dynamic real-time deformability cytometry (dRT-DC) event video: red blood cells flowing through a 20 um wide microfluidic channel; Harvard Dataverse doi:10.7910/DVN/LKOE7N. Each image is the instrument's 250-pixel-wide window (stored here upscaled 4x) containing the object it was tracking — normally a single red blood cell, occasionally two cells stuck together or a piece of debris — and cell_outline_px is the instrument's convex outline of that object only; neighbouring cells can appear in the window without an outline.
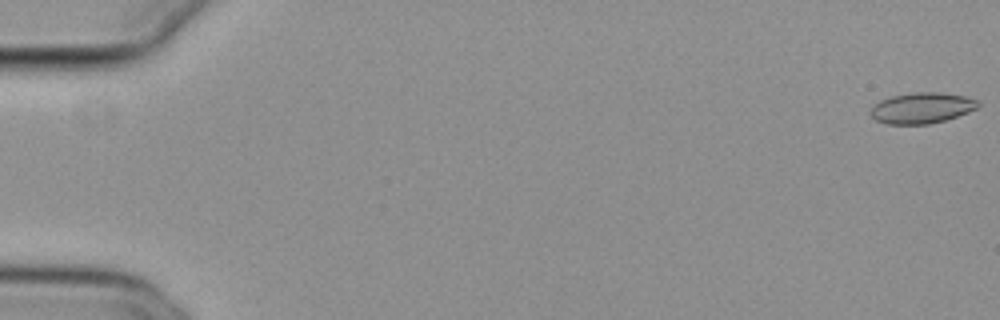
{"species": "common noctule bat (a hibernating species)", "species_latin": "Nyctalus noctula", "temperature_condition": "cold", "stored_images_in_passage": 16, "camera_frame_rate_fps": 3000, "um_per_image_px": 0.085, "animal": {"sex": "female", "body_mass_g": 29.2, "forearm_length_mm": 56.3}, "frame": {"image": 1, "passage_image": 1, "time_ms": 0.0, "image_size_px": [1000, 320], "cell_outline_px": [[980, 104], [976, 108], [968, 112], [944, 120], [928, 124], [888, 124], [876, 120], [872, 116], [872, 108], [880, 100], [892, 96], [916, 92], [940, 92], [964, 96], [980, 100]], "centroid_in_image_um": [78.39, 9.17], "position_along_channel_um": 6.6, "area_um2": 19.07}}
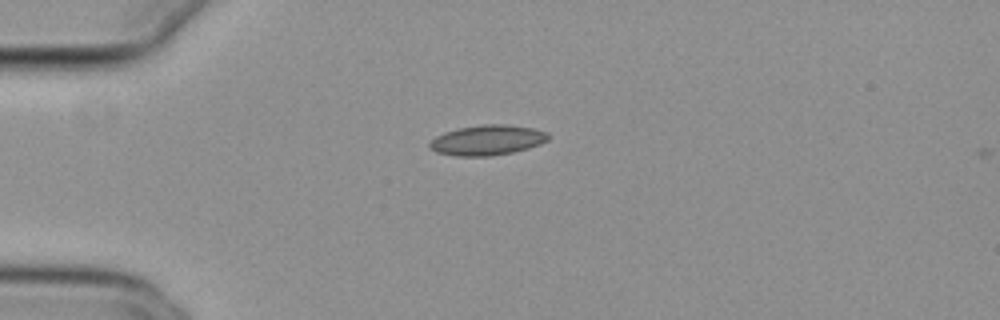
{"frame": {"image": 2, "passage_image": 15, "time_ms": 4.667, "image_size_px": [1000, 320], "cell_outline_px": [[548, 140], [540, 144], [528, 148], [512, 152], [492, 156], [456, 156], [436, 152], [428, 148], [428, 144], [436, 136], [444, 132], [460, 128], [484, 124], [504, 124], [532, 128], [548, 132]], "centroid_in_image_um": [41.4, 11.92], "position_along_channel_um": 43.6, "area_um2": 20.81}}